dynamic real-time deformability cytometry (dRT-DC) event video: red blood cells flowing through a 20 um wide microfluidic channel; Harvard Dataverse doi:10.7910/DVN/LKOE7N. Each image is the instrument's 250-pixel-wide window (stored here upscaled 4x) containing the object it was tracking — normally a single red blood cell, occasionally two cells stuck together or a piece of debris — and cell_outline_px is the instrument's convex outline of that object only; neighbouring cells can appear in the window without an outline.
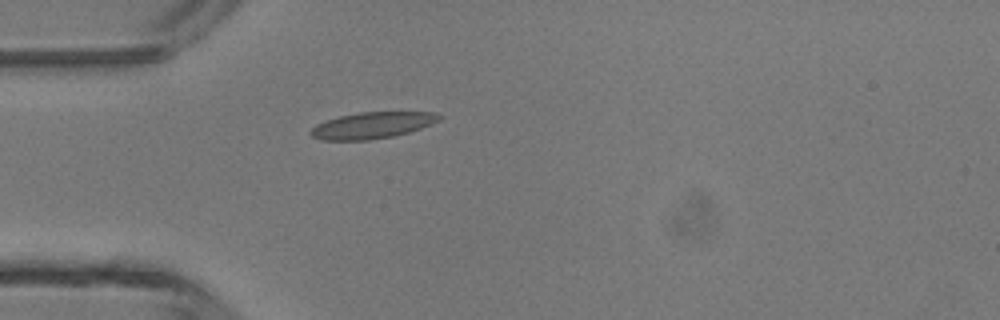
{"species": "common noctule bat (a hibernating species)", "species_latin": "Nyctalus noctula", "temperature_condition": "room temperature", "stored_images_in_passage": 35, "camera_frame_rate_fps": 3000, "um_per_image_px": 0.085, "animal": {"sex": "male", "body_mass_g": 13.3}, "frame": {"image": 1, "passage_image": 1, "time_ms": 0.0, "image_size_px": [1000, 320], "cell_outline_px": [[444, 116], [440, 120], [432, 124], [396, 136], [368, 140], [320, 140], [312, 136], [308, 132], [316, 124], [340, 116], [360, 112], [436, 112]], "centroid_in_image_um": [31.67, 10.65], "position_along_channel_um": 53.3, "area_um2": 19.83}}
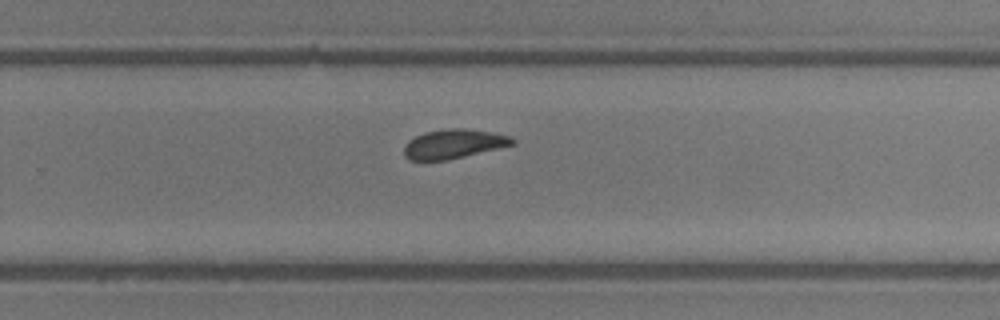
{"frame": {"image": 2, "passage_image": 18, "time_ms": 5.667, "image_size_px": [1000, 320], "cell_outline_px": [[516, 144], [448, 160], [408, 160], [404, 156], [404, 148], [408, 140], [424, 132], [448, 128], [460, 128], [492, 132], [508, 136], [516, 140]], "centroid_in_image_um": [38.55, 12.23], "position_along_channel_um": 291.3, "area_um2": 18.44}}
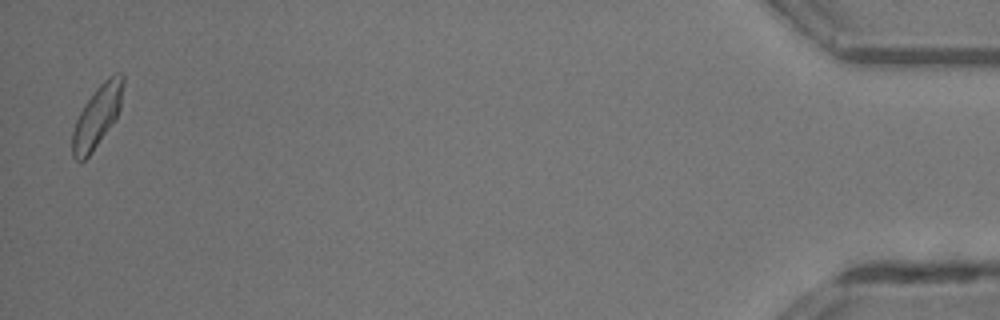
{"frame": {"image": 3, "passage_image": 34, "time_ms": 11.0, "image_size_px": [1000, 320], "cell_outline_px": [[124, 84], [120, 108], [116, 116], [92, 152], [84, 160], [76, 160], [72, 156], [72, 132], [76, 120], [84, 104], [96, 88], [108, 76], [116, 72], [120, 72], [124, 76]], "centroid_in_image_um": [8.25, 9.84], "position_along_channel_um": 426.9, "area_um2": 18.03}, "authors_computed_cell_mechanics": {"area_um2": 18.6116, "velocity_mm_per_s": 4.3394, "shape_relaxation_time_tau1_ms": 6.0668, "shape_relaxation_time_tau2_ms": 1.0978, "deformation_change_tau1": 0.1409, "deformation_change_tau2": 0.0746}}